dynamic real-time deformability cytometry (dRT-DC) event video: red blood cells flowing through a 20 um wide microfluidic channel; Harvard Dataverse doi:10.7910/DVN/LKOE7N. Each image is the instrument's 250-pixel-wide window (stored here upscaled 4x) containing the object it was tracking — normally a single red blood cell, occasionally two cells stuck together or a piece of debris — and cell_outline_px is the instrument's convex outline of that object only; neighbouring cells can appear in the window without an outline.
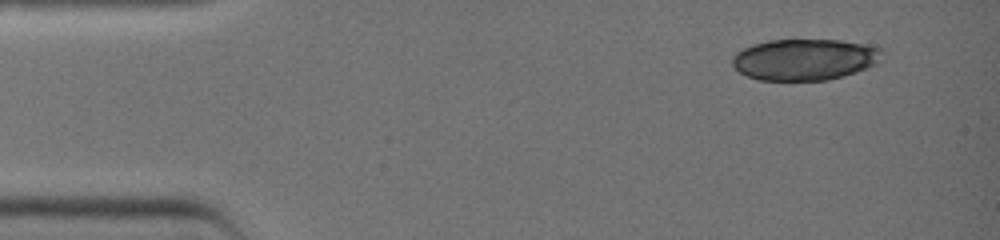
{"species": "common noctule bat (a hibernating species)", "species_latin": "Nyctalus noctula", "temperature_condition": "warm", "stored_images_in_passage": 5, "camera_frame_rate_fps": 3000, "um_per_image_px": 0.085, "animal": {"sex": "female", "body_mass_g": 19.0, "forearm_length_mm": 51.5}, "frame": {"image": 1, "passage_image": 4, "time_ms": 1.0, "image_size_px": [1000, 240], "cell_outline_px": [[884, 52], [876, 64], [828, 80], [760, 80], [748, 76], [740, 72], [732, 64], [732, 56], [736, 52], [752, 44], [768, 40], [840, 40], [876, 44], [884, 48]], "centroid_in_image_um": [68.43, 5.03], "position_along_channel_um": 16.6, "area_um2": 36.24}}